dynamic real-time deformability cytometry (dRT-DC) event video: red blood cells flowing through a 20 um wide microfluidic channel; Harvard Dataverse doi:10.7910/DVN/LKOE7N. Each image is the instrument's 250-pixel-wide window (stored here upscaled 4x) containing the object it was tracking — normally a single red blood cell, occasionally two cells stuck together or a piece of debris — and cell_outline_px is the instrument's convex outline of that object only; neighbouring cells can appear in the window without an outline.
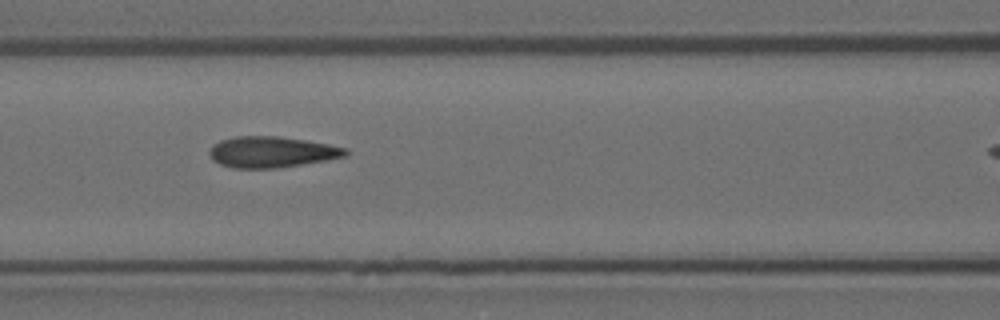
{"species": "Egyptian fruit bat (a non-hibernating species)", "species_latin": "Rousettus aegyptiacus", "temperature_condition": "room temperature", "stored_images_in_passage": 15, "camera_frame_rate_fps": 3000, "um_per_image_px": 0.085, "animal": {"sex": "female"}, "frame": {"image": 1, "passage_image": 6, "time_ms": 1.667, "image_size_px": [1000, 320], "cell_outline_px": [[348, 152], [344, 156], [328, 160], [276, 168], [232, 168], [220, 164], [212, 160], [208, 152], [212, 144], [220, 140], [236, 136], [276, 136], [304, 140], [328, 144], [348, 148]], "centroid_in_image_um": [23.05, 12.92], "position_along_channel_um": 143.5, "area_um2": 24.62}}
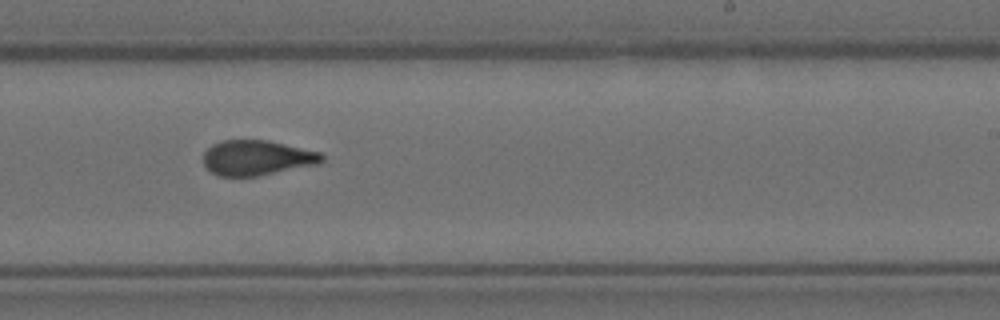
{"frame": {"image": 2, "passage_image": 10, "time_ms": 3.0, "image_size_px": [1000, 320], "cell_outline_px": [[324, 160], [320, 164], [256, 176], [220, 176], [212, 172], [204, 164], [204, 152], [212, 144], [224, 140], [268, 140], [320, 152], [324, 156]], "centroid_in_image_um": [21.86, 13.41], "position_along_channel_um": 267.1, "area_um2": 24.16}}
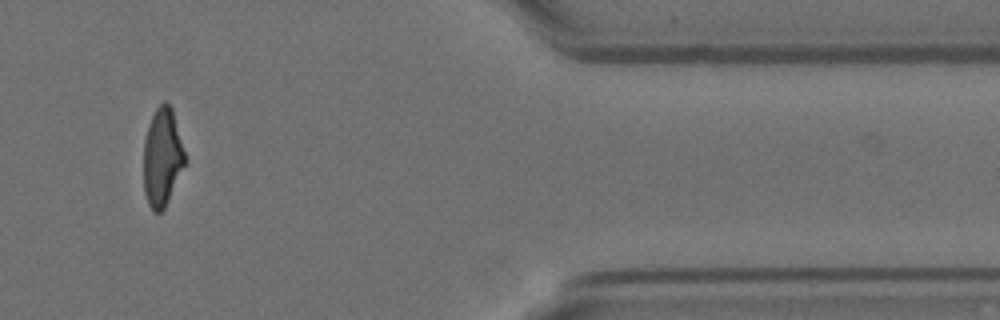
{"frame": {"image": 3, "passage_image": 14, "time_ms": 4.333, "image_size_px": [1000, 320], "cell_outline_px": [[188, 160], [164, 208], [160, 212], [152, 212], [148, 204], [144, 192], [144, 140], [148, 124], [156, 108], [164, 100], [172, 108]], "centroid_in_image_um": [13.81, 13.36], "position_along_channel_um": 397.6, "area_um2": 23.93}}